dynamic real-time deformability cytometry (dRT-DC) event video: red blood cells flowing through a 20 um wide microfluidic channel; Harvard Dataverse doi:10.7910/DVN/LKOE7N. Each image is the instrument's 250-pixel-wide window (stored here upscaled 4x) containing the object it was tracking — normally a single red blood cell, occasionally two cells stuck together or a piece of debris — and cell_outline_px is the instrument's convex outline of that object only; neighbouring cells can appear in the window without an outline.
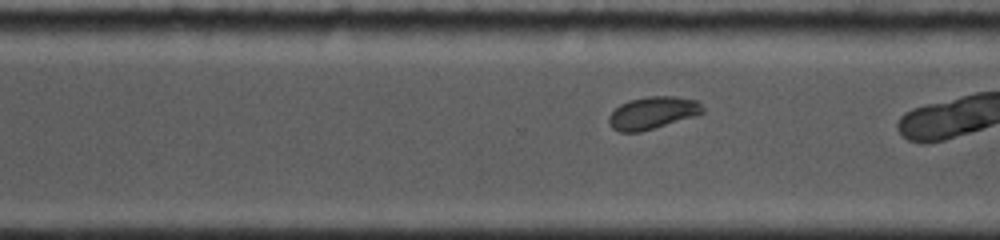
{"species": "common noctule bat (a hibernating species)", "species_latin": "Nyctalus noctula", "temperature_condition": "cold", "stored_images_in_passage": 22, "camera_frame_rate_fps": 5000, "um_per_image_px": 0.085, "animal": {"sex": "female", "body_mass_g": 19.0, "forearm_length_mm": 53.3}, "frame": {"image": 1, "passage_image": 16, "time_ms": 7.0, "image_size_px": [1000, 240], "cell_outline_px": [[704, 112], [692, 116], [640, 132], [620, 132], [612, 128], [608, 124], [608, 116], [620, 104], [628, 100], [648, 96], [676, 96], [696, 100], [704, 108]], "centroid_in_image_um": [55.42, 9.58], "position_along_channel_um": 315.2, "area_um2": 17.51}}